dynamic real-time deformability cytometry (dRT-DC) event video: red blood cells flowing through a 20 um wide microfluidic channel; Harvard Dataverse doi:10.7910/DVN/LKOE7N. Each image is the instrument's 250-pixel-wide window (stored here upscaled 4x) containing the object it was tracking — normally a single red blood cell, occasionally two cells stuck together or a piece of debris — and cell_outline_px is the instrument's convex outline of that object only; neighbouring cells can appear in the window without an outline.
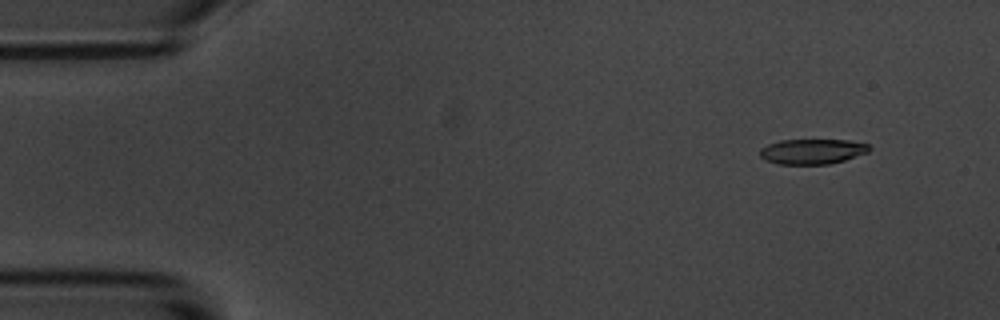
{"species": "common noctule bat (a hibernating species)", "species_latin": "Nyctalus noctula", "temperature_condition": "room temperature", "stored_images_in_passage": 52, "camera_frame_rate_fps": 3000, "um_per_image_px": 0.085, "animal": {"sex": "male", "body_mass_g": 20.1, "forearm_length_mm": 53.5}, "frame": {"image": 1, "passage_image": 1, "time_ms": 0.0, "image_size_px": [1000, 320], "cell_outline_px": [[872, 148], [868, 152], [844, 160], [828, 164], [780, 164], [764, 160], [760, 156], [760, 148], [768, 144], [780, 140], [848, 140], [868, 144]], "centroid_in_image_um": [69.03, 12.87], "position_along_channel_um": 16.0, "area_um2": 16.01}}
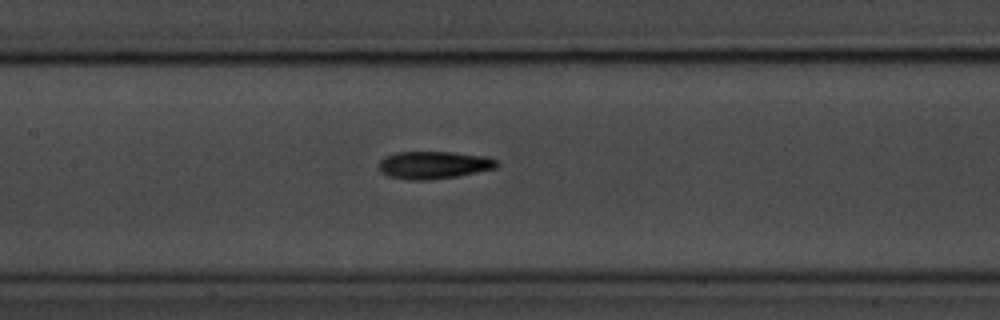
{"frame": {"image": 2, "passage_image": 22, "time_ms": 7.0, "image_size_px": [1000, 320], "cell_outline_px": [[500, 164], [496, 168], [456, 176], [428, 180], [412, 180], [388, 176], [380, 172], [380, 160], [384, 156], [396, 152], [452, 152], [484, 156], [496, 160]], "centroid_in_image_um": [36.85, 14.02], "position_along_channel_um": 170.5, "area_um2": 18.84}}
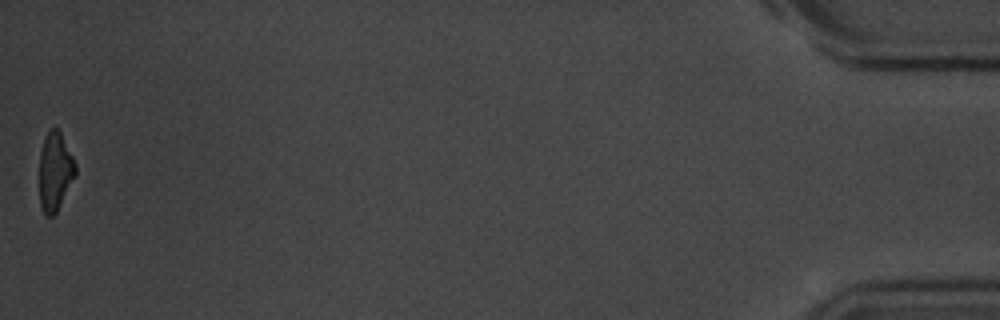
{"frame": {"image": 3, "passage_image": 52, "time_ms": 17.0, "image_size_px": [1000, 320], "cell_outline_px": [[76, 176], [56, 212], [52, 216], [44, 216], [40, 204], [40, 152], [44, 140], [48, 132], [52, 128], [56, 128], [60, 132], [76, 164]], "centroid_in_image_um": [4.68, 14.62], "position_along_channel_um": 430.5, "area_um2": 16.3}, "authors_computed_cell_mechanics": {"area_um2": 18.0047, "velocity_mm_per_s": 3.5809, "shape_relaxation_time_tau1_ms": 4.2435, "shape_relaxation_time_tau2_ms": 7.0059, "deformation_change_tau1": 0.1695, "deformation_change_tau2": 0.1653}}